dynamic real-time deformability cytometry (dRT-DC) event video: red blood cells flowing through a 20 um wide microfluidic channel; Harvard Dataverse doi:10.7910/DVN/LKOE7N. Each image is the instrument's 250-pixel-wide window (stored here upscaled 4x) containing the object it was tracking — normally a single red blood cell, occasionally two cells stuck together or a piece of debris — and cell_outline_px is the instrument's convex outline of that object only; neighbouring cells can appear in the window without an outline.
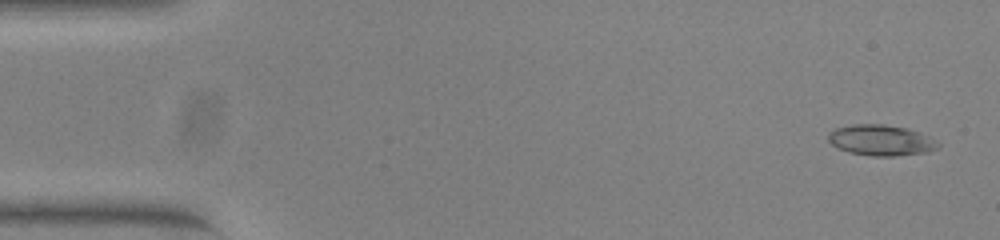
{"species": "common noctule bat (a hibernating species)", "species_latin": "Nyctalus noctula", "temperature_condition": "warm", "stored_images_in_passage": 52, "camera_frame_rate_fps": 3000, "um_per_image_px": 0.085, "animal": {"sex": "female", "body_mass_g": 23.0, "forearm_length_mm": 53.4}, "frame": {"image": 1, "passage_image": 2, "time_ms": 0.333, "image_size_px": [1000, 240], "cell_outline_px": [[940, 148], [928, 152], [892, 156], [872, 156], [848, 152], [832, 144], [828, 140], [828, 132], [836, 128], [852, 124], [884, 124], [908, 128], [920, 132], [940, 144]], "centroid_in_image_um": [74.89, 11.91], "position_along_channel_um": 10.1, "area_um2": 19.71}}
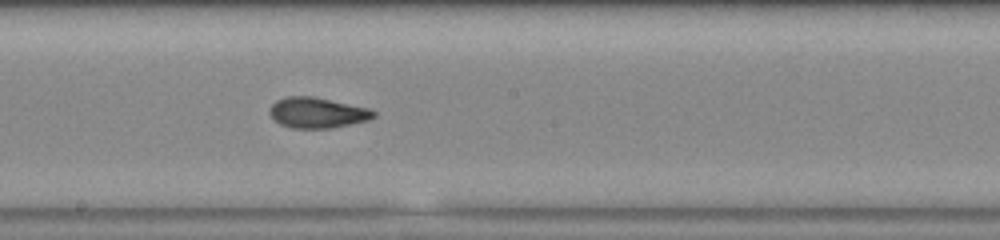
{"frame": {"image": 2, "passage_image": 28, "time_ms": 9.0, "image_size_px": [1000, 240], "cell_outline_px": [[376, 116], [368, 120], [332, 128], [292, 128], [280, 124], [268, 112], [272, 104], [276, 100], [288, 96], [312, 96], [368, 108], [376, 112]], "centroid_in_image_um": [26.96, 9.58], "position_along_channel_um": 221.2, "area_um2": 18.38}}
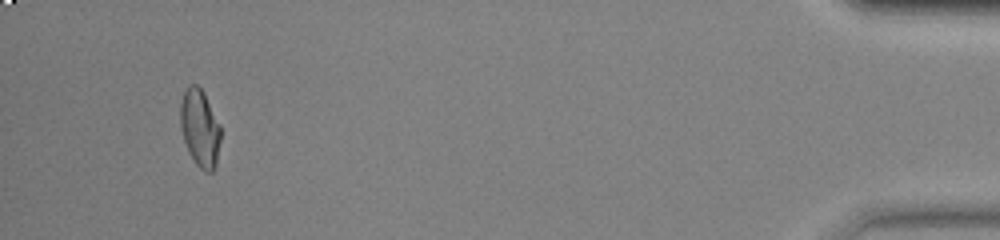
{"frame": {"image": 3, "passage_image": 49, "time_ms": 16.0, "image_size_px": [1000, 240], "cell_outline_px": [[220, 140], [216, 164], [212, 172], [204, 172], [196, 164], [188, 152], [184, 140], [180, 124], [180, 104], [184, 92], [188, 84], [196, 84], [204, 92], [220, 124]], "centroid_in_image_um": [16.99, 10.88], "position_along_channel_um": 418.2, "area_um2": 18.26}, "authors_computed_cell_mechanics": {"area_um2": 18.4093, "velocity_mm_per_s": 3.9222, "shape_relaxation_time_tau1_ms": 6.7535, "shape_relaxation_time_tau2_ms": 1.3787, "deformation_change_tau1": 0.2182, "deformation_change_tau2": 0.0759}}